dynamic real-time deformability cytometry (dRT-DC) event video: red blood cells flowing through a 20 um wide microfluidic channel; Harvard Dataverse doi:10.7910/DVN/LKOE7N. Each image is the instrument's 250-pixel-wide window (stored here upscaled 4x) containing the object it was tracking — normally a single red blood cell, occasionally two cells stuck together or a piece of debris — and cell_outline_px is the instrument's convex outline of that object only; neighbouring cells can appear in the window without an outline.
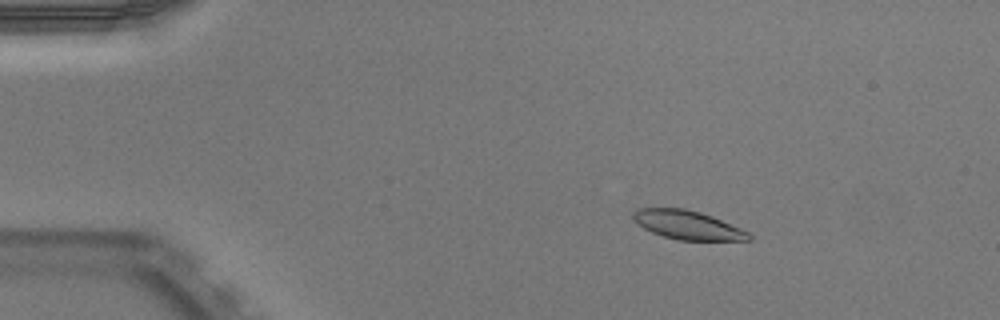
{"species": "Egyptian fruit bat (a non-hibernating species)", "species_latin": "Rousettus aegyptiacus", "temperature_condition": "warm", "stored_images_in_passage": 51, "camera_frame_rate_fps": 3000, "um_per_image_px": 0.085, "animal": {"sex": "male"}, "frame": {"image": 1, "passage_image": 8, "time_ms": 2.333, "image_size_px": [1000, 320], "cell_outline_px": [[752, 240], [676, 240], [652, 232], [636, 224], [632, 220], [632, 212], [636, 208], [684, 208], [700, 212], [712, 216], [740, 228], [748, 232], [752, 236]], "centroid_in_image_um": [58.4, 19.12], "position_along_channel_um": 26.6, "area_um2": 19.48}}
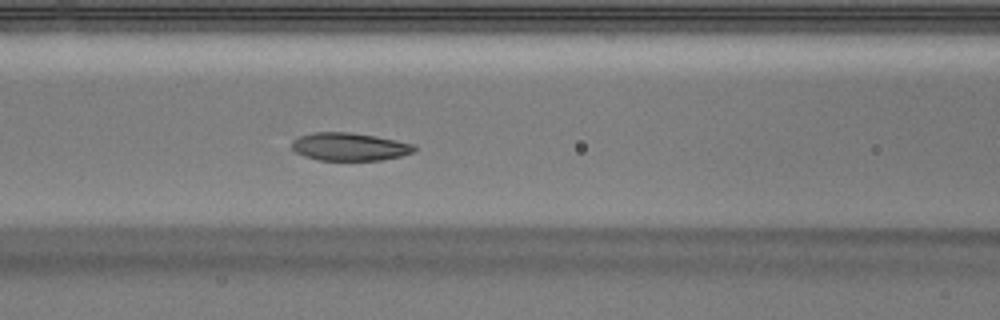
{"frame": {"image": 2, "passage_image": 22, "time_ms": 7.0, "image_size_px": [1000, 320], "cell_outline_px": [[416, 148], [412, 152], [400, 156], [380, 160], [320, 160], [304, 156], [296, 152], [292, 148], [292, 140], [300, 136], [312, 132], [352, 132], [376, 136], [416, 144]], "centroid_in_image_um": [29.71, 12.46], "position_along_channel_um": 136.9, "area_um2": 19.94}}
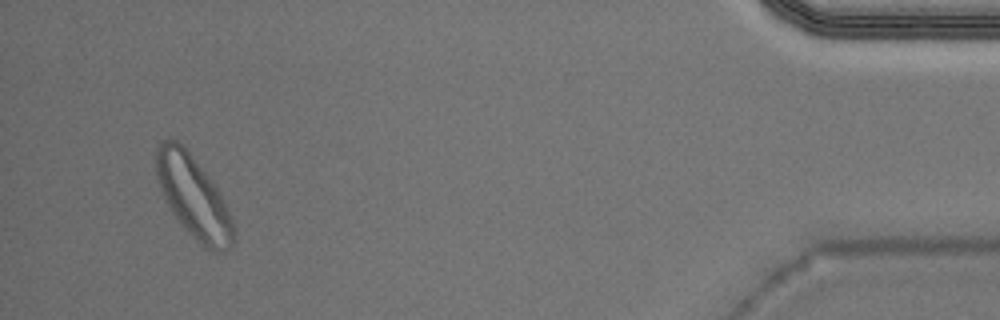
{"frame": {"image": 3, "passage_image": 49, "time_ms": 16.0, "image_size_px": [1000, 320], "cell_outline_px": [[236, 240], [232, 248], [224, 252], [212, 252], [204, 248], [188, 232], [172, 212], [164, 200], [156, 180], [156, 148], [160, 140], [176, 140], [188, 152], [220, 192], [232, 220]], "centroid_in_image_um": [16.44, 16.8], "position_along_channel_um": 418.8, "area_um2": 36.82}, "authors_computed_cell_mechanics": {"area_um2": 20.5768, "velocity_mm_per_s": 3.9156, "shape_relaxation_time_tau1_ms": 1.7606, "shape_relaxation_time_tau2_ms": 3.0781, "deformation_change_tau1": 0.1225, "deformation_change_tau2": 0.0891}}